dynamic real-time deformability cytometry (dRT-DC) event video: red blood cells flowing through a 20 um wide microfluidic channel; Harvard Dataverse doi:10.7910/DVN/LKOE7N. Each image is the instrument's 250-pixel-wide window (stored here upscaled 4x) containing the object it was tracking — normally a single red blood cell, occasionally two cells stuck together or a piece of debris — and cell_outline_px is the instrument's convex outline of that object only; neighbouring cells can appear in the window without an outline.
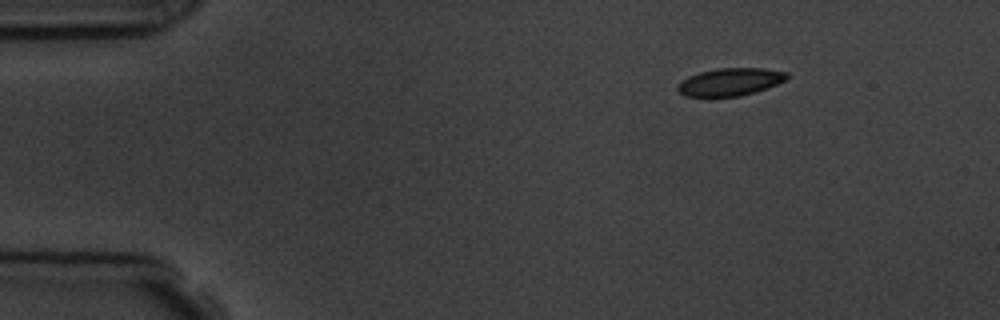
{"species": "common noctule bat (a hibernating species)", "species_latin": "Nyctalus noctula", "temperature_condition": "room temperature", "stored_images_in_passage": 7, "camera_frame_rate_fps": 3000, "um_per_image_px": 0.085, "animal": {"sex": "male", "body_mass_g": 19.5, "forearm_length_mm": 54.6}, "frame": {"image": 1, "passage_image": 1, "time_ms": 0.0, "image_size_px": [1000, 320], "cell_outline_px": [[788, 76], [784, 80], [768, 88], [740, 96], [684, 96], [676, 88], [680, 80], [688, 76], [700, 72], [716, 68], [764, 68], [788, 72]], "centroid_in_image_um": [62.04, 6.95], "position_along_channel_um": 23.0, "area_um2": 17.57}}
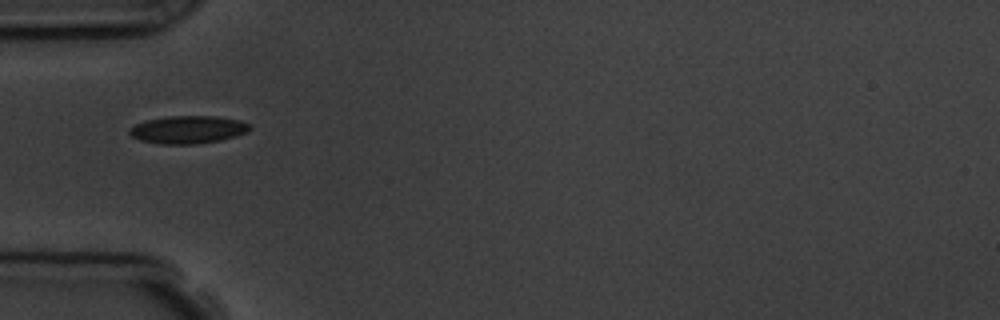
{"frame": {"image": 2, "passage_image": 4, "time_ms": 3.333, "image_size_px": [1000, 320], "cell_outline_px": [[252, 128], [248, 132], [236, 136], [220, 140], [196, 144], [160, 144], [140, 140], [132, 136], [128, 132], [128, 128], [136, 124], [148, 120], [168, 116], [216, 116], [240, 120], [252, 124]], "centroid_in_image_um": [16.02, 11.02], "position_along_channel_um": 69.0, "area_um2": 19.59}}
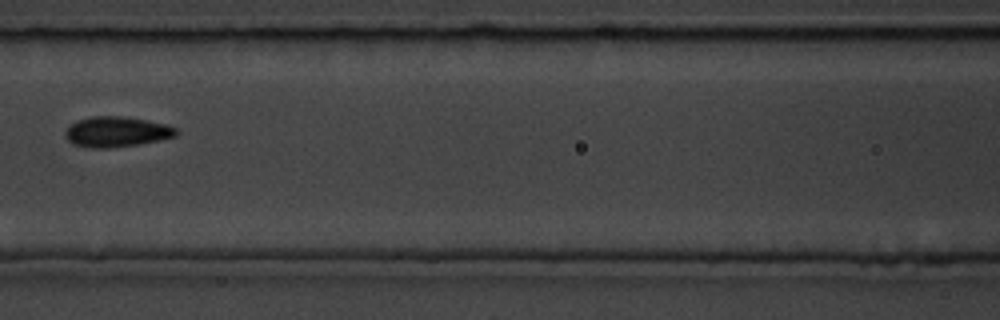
{"frame": {"image": 3, "passage_image": 6, "time_ms": 5.667, "image_size_px": [1000, 320], "cell_outline_px": [[180, 132], [176, 136], [160, 140], [136, 144], [108, 148], [88, 148], [72, 144], [68, 140], [64, 132], [72, 124], [80, 120], [92, 116], [120, 116], [168, 124], [176, 128]], "centroid_in_image_um": [9.93, 11.21], "position_along_channel_um": 156.7, "area_um2": 19.48}}